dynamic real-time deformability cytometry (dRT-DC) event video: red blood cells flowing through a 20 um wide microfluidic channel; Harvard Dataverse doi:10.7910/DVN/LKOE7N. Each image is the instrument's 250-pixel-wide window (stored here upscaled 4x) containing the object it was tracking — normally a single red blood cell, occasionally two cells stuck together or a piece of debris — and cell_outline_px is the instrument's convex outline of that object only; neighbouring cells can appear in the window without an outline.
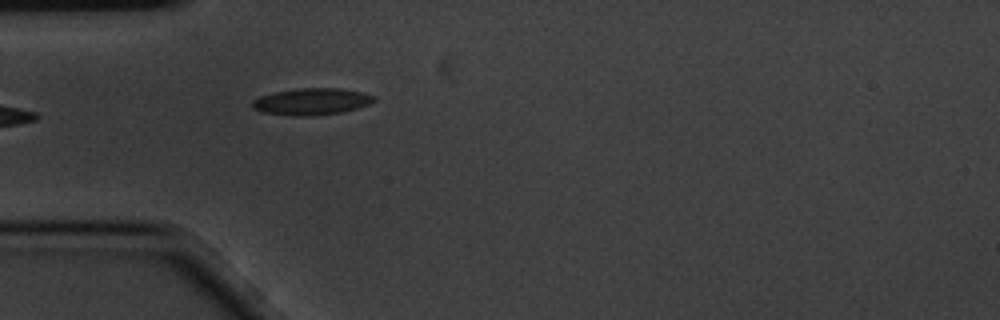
{"species": "common noctule bat (a hibernating species)", "species_latin": "Nyctalus noctula", "temperature_condition": "cold", "stored_images_in_passage": 5, "camera_frame_rate_fps": 3000, "um_per_image_px": 0.085, "animal": {"sex": "male", "body_mass_g": 20.1, "forearm_length_mm": 53.5}, "frame": {"image": 1, "passage_image": 5, "time_ms": 1.333, "image_size_px": [1000, 320], "cell_outline_px": [[376, 100], [368, 104], [356, 108], [340, 112], [304, 116], [296, 116], [264, 112], [252, 108], [252, 100], [260, 96], [276, 92], [300, 88], [340, 88], [360, 92], [376, 96]], "centroid_in_image_um": [26.48, 8.62], "position_along_channel_um": 58.5, "area_um2": 18.61}}